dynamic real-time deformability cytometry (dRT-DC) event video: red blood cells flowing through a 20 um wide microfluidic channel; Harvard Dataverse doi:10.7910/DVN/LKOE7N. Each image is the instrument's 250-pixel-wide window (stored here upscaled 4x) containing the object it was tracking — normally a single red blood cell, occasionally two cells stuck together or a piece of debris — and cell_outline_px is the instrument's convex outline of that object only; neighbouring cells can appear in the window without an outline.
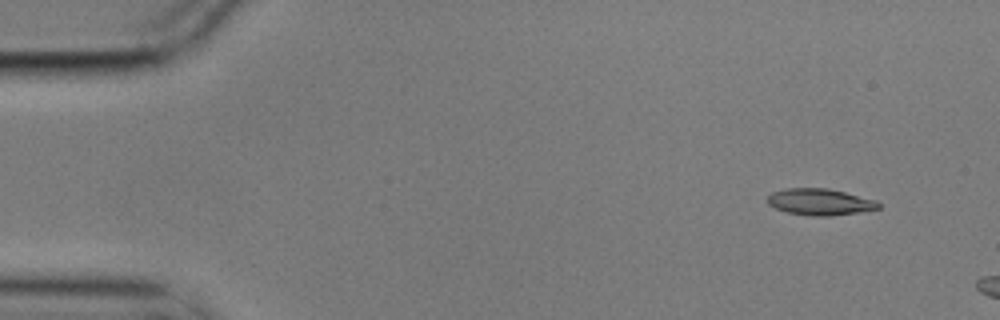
{"species": "common noctule bat (a hibernating species)", "species_latin": "Nyctalus noctula", "temperature_condition": "cold", "stored_images_in_passage": 4, "camera_frame_rate_fps": 3000, "um_per_image_px": 0.085, "animal": {"sex": "male", "body_mass_g": 17.9}, "frame": {"image": 1, "passage_image": 2, "time_ms": 0.333, "image_size_px": [1000, 320], "cell_outline_px": [[880, 208], [860, 212], [832, 216], [808, 216], [788, 212], [776, 208], [768, 204], [768, 196], [772, 192], [784, 188], [828, 188], [876, 200], [880, 204]], "centroid_in_image_um": [69.69, 17.16], "position_along_channel_um": 15.3, "area_um2": 17.17}}